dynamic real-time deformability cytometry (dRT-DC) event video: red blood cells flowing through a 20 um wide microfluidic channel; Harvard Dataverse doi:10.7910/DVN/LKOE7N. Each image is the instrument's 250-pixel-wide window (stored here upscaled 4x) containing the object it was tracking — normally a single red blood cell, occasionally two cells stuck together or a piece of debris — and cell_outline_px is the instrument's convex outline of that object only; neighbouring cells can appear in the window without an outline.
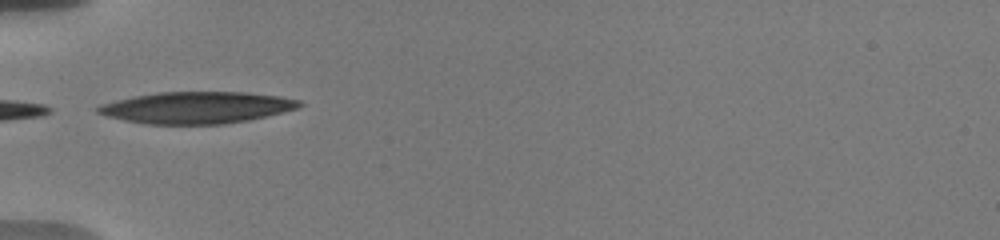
{"species": "human", "species_latin": "Homo sapiens", "temperature_condition": "warm", "stored_images_in_passage": 4, "camera_frame_rate_fps": 3000, "um_per_image_px": 0.085, "donor": {"sex": "male"}, "frame": {"image": 1, "passage_image": 1, "time_ms": 0.0, "image_size_px": [1000, 240], "cell_outline_px": [[304, 104], [296, 108], [248, 120], [224, 124], [148, 124], [124, 120], [108, 116], [96, 112], [96, 108], [100, 104], [132, 96], [156, 92], [248, 92], [280, 96], [300, 100]], "centroid_in_image_um": [16.69, 9.13], "position_along_channel_um": 68.3, "area_um2": 37.11}}
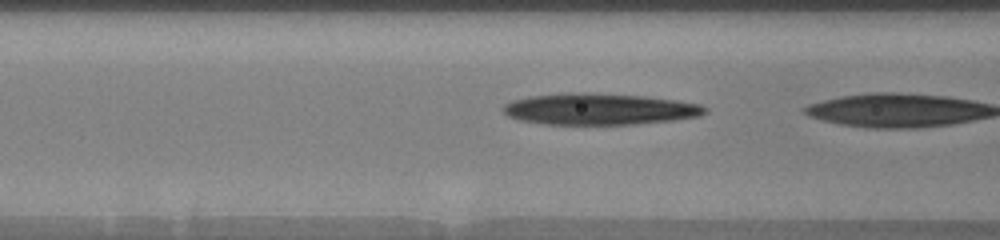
{"frame": {"image": 2, "passage_image": 3, "time_ms": 0.667, "image_size_px": [1000, 240], "cell_outline_px": [[708, 112], [700, 116], [672, 120], [636, 124], [544, 124], [520, 120], [508, 116], [500, 108], [504, 104], [512, 100], [528, 96], [568, 92], [584, 92], [644, 96], [676, 100], [700, 104], [708, 108]], "centroid_in_image_um": [50.93, 9.26], "position_along_channel_um": 115.7, "area_um2": 37.17}}